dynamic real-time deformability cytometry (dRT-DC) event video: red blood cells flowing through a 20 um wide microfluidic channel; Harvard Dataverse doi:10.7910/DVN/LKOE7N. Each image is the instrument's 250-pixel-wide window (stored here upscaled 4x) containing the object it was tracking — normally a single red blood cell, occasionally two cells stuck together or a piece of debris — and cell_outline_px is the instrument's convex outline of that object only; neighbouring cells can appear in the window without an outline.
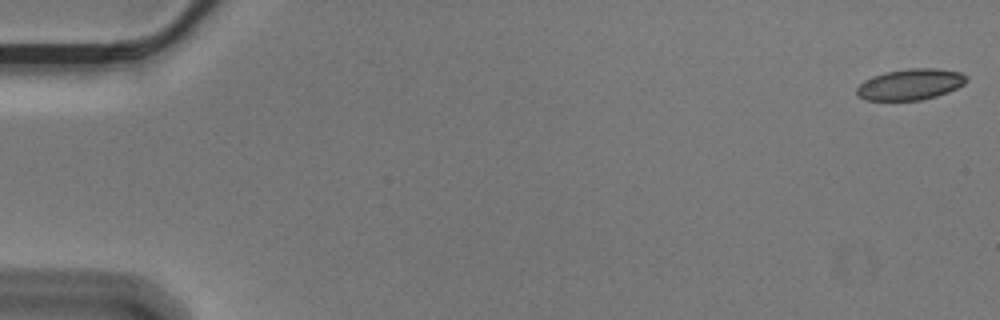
{"species": "Egyptian fruit bat (a non-hibernating species)", "species_latin": "Rousettus aegyptiacus", "temperature_condition": "cold", "stored_images_in_passage": 11, "camera_frame_rate_fps": 3000, "um_per_image_px": 0.085, "animal": {"sex": "male"}, "frame": {"image": 1, "passage_image": 1, "time_ms": 0.0, "image_size_px": [1000, 320], "cell_outline_px": [[968, 80], [964, 84], [948, 92], [936, 96], [920, 100], [864, 100], [856, 96], [856, 88], [864, 80], [872, 76], [884, 72], [908, 68], [936, 68], [960, 72], [968, 76]], "centroid_in_image_um": [77.36, 7.17], "position_along_channel_um": 7.6, "area_um2": 20.06}}